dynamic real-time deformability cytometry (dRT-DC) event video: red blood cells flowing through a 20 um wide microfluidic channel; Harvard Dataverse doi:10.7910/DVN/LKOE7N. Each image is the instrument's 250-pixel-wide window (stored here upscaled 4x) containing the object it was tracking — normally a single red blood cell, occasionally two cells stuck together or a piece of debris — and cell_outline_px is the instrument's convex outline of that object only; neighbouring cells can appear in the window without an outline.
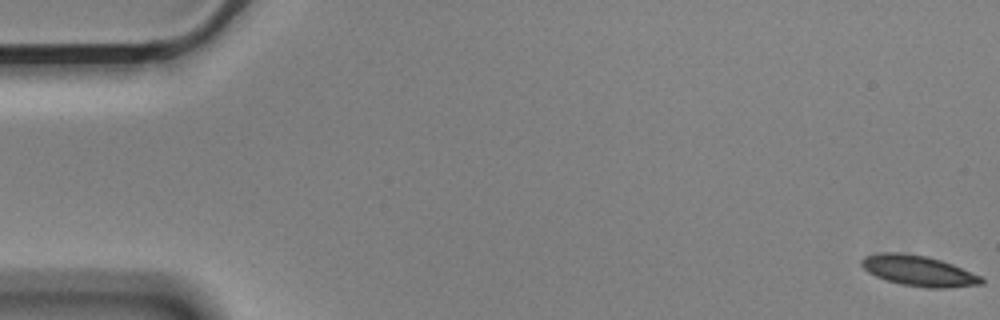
{"species": "Egyptian fruit bat (a non-hibernating species)", "species_latin": "Rousettus aegyptiacus", "temperature_condition": "cold", "stored_images_in_passage": 27, "camera_frame_rate_fps": 3000, "um_per_image_px": 0.085, "animal": {"sex": "male"}, "frame": {"image": 1, "passage_image": 1, "time_ms": 0.0, "image_size_px": [1000, 320], "cell_outline_px": [[984, 284], [944, 288], [928, 288], [900, 284], [884, 280], [868, 272], [860, 264], [860, 260], [864, 256], [884, 252], [900, 252], [928, 256], [952, 264], [980, 276], [984, 280]], "centroid_in_image_um": [78.05, 23.01], "position_along_channel_um": 7.0, "area_um2": 21.39}}
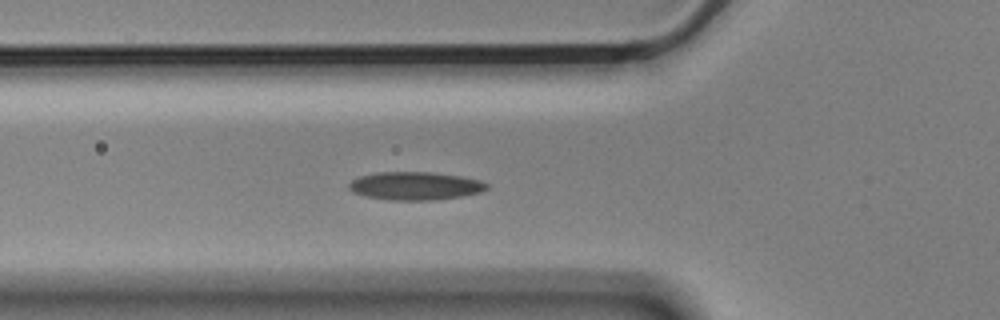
{"frame": {"image": 2, "passage_image": 20, "time_ms": 6.333, "image_size_px": [1000, 320], "cell_outline_px": [[488, 188], [480, 192], [460, 196], [436, 200], [388, 200], [364, 196], [352, 192], [348, 188], [348, 184], [352, 180], [360, 176], [376, 172], [432, 172], [460, 176], [480, 180], [488, 184]], "centroid_in_image_um": [35.26, 15.8], "position_along_channel_um": 90.5, "area_um2": 22.66}}
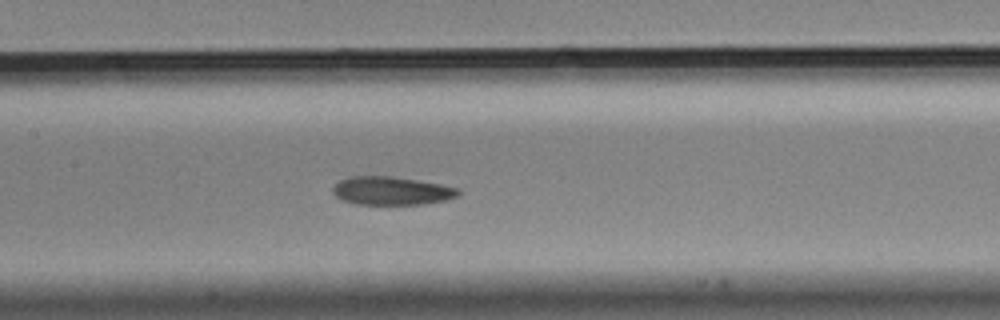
{"frame": {"image": 3, "passage_image": 27, "time_ms": 8.667, "image_size_px": [1000, 320], "cell_outline_px": [[460, 192], [456, 196], [448, 200], [424, 204], [352, 204], [340, 200], [332, 192], [332, 188], [340, 180], [348, 176], [392, 176], [440, 184], [460, 188]], "centroid_in_image_um": [33.26, 16.22], "position_along_channel_um": 174.1, "area_um2": 20.87}}